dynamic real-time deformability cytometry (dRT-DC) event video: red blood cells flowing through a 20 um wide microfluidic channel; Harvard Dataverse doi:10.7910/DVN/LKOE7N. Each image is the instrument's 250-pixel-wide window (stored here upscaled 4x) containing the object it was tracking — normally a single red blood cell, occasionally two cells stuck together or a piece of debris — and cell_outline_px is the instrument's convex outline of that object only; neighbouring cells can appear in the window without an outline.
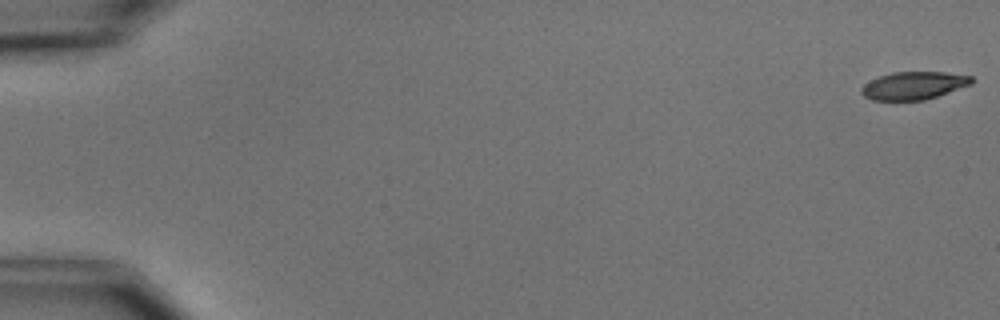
{"species": "common noctule bat (a hibernating species)", "species_latin": "Nyctalus noctula", "temperature_condition": "cold", "stored_images_in_passage": 5, "camera_frame_rate_fps": 3000, "um_per_image_px": 0.085, "animal": {"sex": "male", "body_mass_g": 15.6}, "frame": {"image": 1, "passage_image": 1, "time_ms": 0.0, "image_size_px": [1000, 320], "cell_outline_px": [[972, 84], [924, 100], [872, 100], [864, 96], [860, 92], [860, 88], [864, 84], [880, 76], [892, 72], [944, 72], [972, 76]], "centroid_in_image_um": [77.64, 7.27], "position_along_channel_um": 7.4, "area_um2": 17.69}}